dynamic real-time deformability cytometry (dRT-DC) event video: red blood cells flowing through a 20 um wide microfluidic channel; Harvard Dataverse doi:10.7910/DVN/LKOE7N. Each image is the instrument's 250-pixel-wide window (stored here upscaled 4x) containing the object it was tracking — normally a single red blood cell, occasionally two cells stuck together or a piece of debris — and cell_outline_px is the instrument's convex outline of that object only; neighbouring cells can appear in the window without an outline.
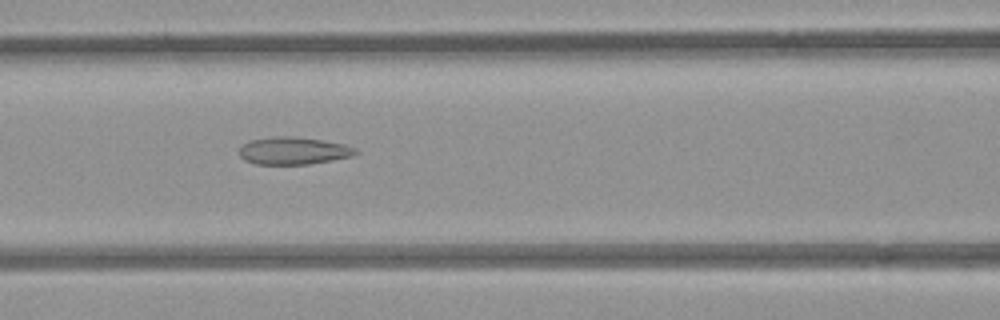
{"species": "common noctule bat (a hibernating species)", "species_latin": "Nyctalus noctula", "temperature_condition": "room temperature", "stored_images_in_passage": 31, "camera_frame_rate_fps": 3000, "um_per_image_px": 0.085, "animal": {"sex": "female", "body_mass_g": 21.9}, "frame": {"image": 1, "passage_image": 7, "time_ms": 2.0, "image_size_px": [1000, 320], "cell_outline_px": [[360, 152], [352, 156], [332, 160], [308, 164], [256, 164], [244, 160], [240, 156], [240, 148], [248, 140], [276, 136], [292, 136], [320, 140], [344, 144], [356, 148]], "centroid_in_image_um": [24.94, 12.81], "position_along_channel_um": 141.7, "area_um2": 18.55}}
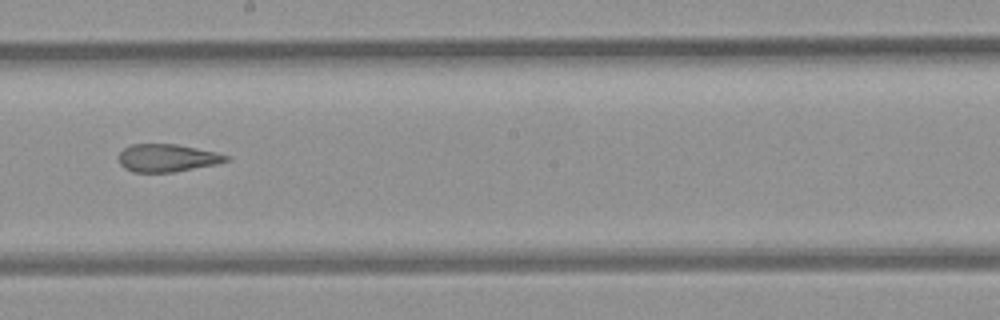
{"frame": {"image": 2, "passage_image": 14, "time_ms": 4.333, "image_size_px": [1000, 320], "cell_outline_px": [[232, 160], [216, 164], [172, 172], [132, 172], [124, 168], [120, 164], [120, 152], [124, 148], [132, 144], [176, 144], [216, 152], [228, 156]], "centroid_in_image_um": [14.21, 13.42], "position_along_channel_um": 234.0, "area_um2": 17.22}}
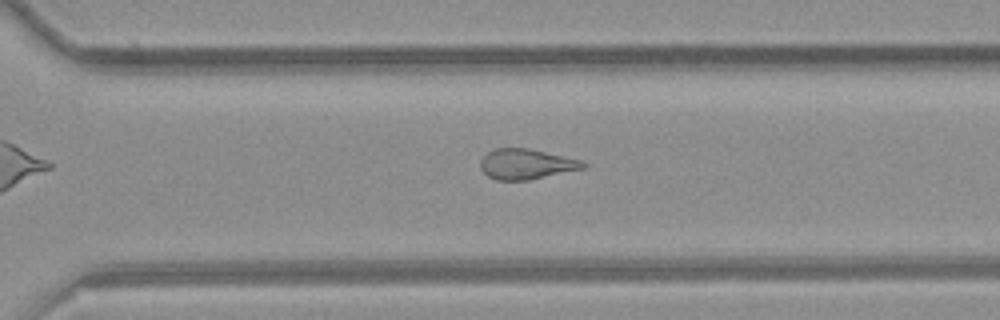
{"frame": {"image": 3, "passage_image": 21, "time_ms": 6.667, "image_size_px": [1000, 320], "cell_outline_px": [[588, 164], [584, 168], [528, 180], [496, 180], [488, 176], [480, 168], [480, 160], [488, 152], [496, 148], [528, 148], [580, 160]], "centroid_in_image_um": [44.7, 13.95], "position_along_channel_um": 325.9, "area_um2": 17.92}}